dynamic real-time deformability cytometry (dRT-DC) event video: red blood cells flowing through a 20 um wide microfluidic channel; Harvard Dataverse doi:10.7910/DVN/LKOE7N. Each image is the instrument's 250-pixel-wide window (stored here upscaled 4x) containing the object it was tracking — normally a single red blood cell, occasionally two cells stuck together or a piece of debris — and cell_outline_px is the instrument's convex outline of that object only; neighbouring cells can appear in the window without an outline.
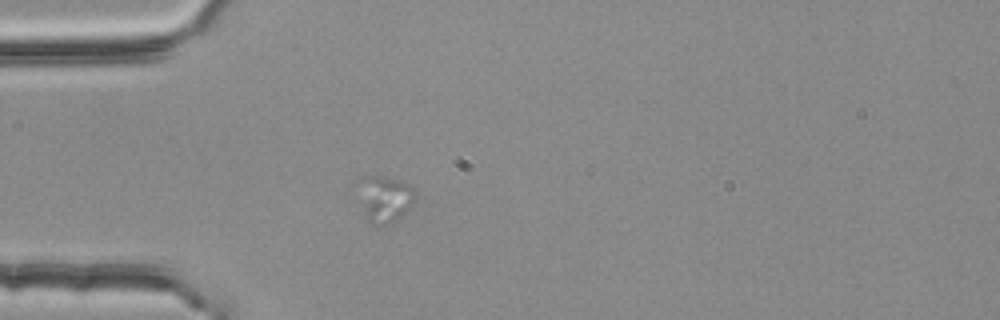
{"species": "common noctule bat (a hibernating species)", "species_latin": "Nyctalus noctula", "temperature_condition": "room temperature", "stored_images_in_passage": 25, "camera_frame_rate_fps": 3000, "um_per_image_px": 0.085, "animal": {"sex": "female", "body_mass_g": 25.1}, "frame": {"image": 1, "passage_image": 8, "time_ms": 2.333, "image_size_px": [1000, 320], "cell_outline_px": [[416, 196], [408, 212], [404, 216], [388, 224], [372, 224], [368, 220], [352, 184], [352, 180], [360, 176], [384, 176], [408, 180], [416, 188]], "centroid_in_image_um": [32.67, 16.8], "position_along_channel_um": 52.3, "area_um2": 16.76}}